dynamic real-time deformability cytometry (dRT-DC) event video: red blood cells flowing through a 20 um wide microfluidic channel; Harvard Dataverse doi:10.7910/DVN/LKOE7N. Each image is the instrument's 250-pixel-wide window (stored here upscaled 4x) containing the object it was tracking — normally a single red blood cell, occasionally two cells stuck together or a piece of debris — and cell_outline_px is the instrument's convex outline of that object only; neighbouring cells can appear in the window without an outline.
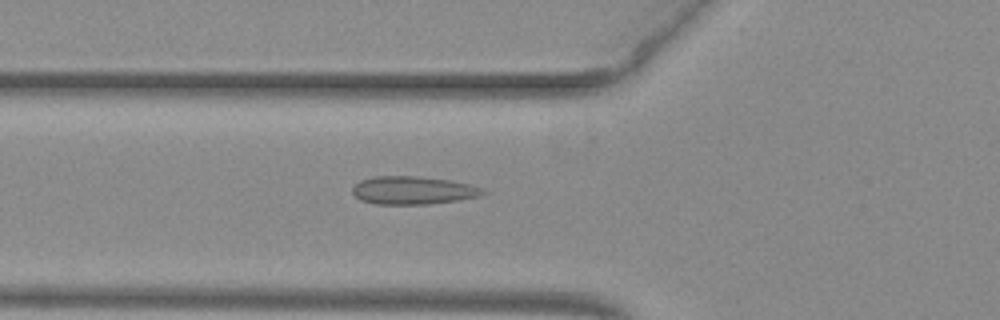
{"species": "common noctule bat (a hibernating species)", "species_latin": "Nyctalus noctula", "temperature_condition": "warm", "stored_images_in_passage": 47, "camera_frame_rate_fps": 3000, "um_per_image_px": 0.085, "animal": {"sex": "female", "body_mass_g": 29.2, "forearm_length_mm": 56.3}, "frame": {"image": 1, "passage_image": 15, "time_ms": 4.667, "image_size_px": [1000, 320], "cell_outline_px": [[488, 192], [480, 196], [456, 200], [428, 204], [372, 204], [360, 200], [352, 192], [352, 188], [360, 180], [376, 176], [416, 176], [448, 180], [468, 184], [480, 188]], "centroid_in_image_um": [35.06, 16.18], "position_along_channel_um": 90.7, "area_um2": 21.15}}
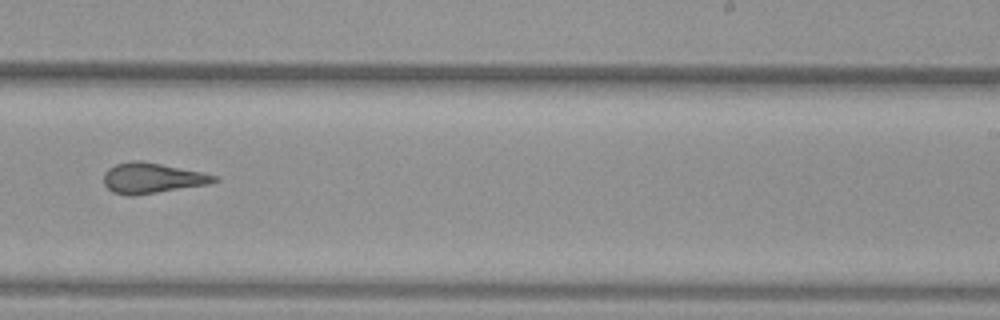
{"frame": {"image": 2, "passage_image": 29, "time_ms": 9.333, "image_size_px": [1000, 320], "cell_outline_px": [[220, 180], [208, 184], [132, 196], [128, 196], [112, 192], [104, 184], [104, 172], [108, 168], [116, 164], [132, 160], [140, 160], [200, 172], [216, 176]], "centroid_in_image_um": [12.88, 15.14], "position_along_channel_um": 276.1, "area_um2": 19.36}}
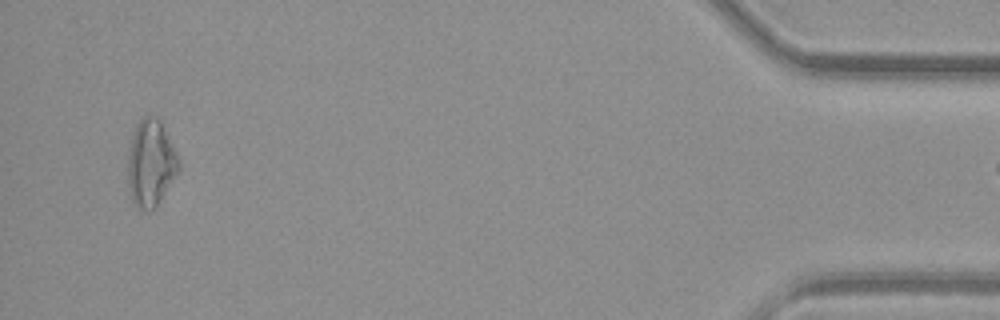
{"frame": {"image": 3, "passage_image": 46, "time_ms": 15.0, "image_size_px": [1000, 320], "cell_outline_px": [[180, 172], [156, 208], [148, 212], [140, 212], [132, 204], [128, 192], [128, 148], [136, 124], [140, 116], [156, 116], [160, 120], [180, 156]], "centroid_in_image_um": [12.83, 13.93], "position_along_channel_um": 422.4, "area_um2": 26.99}}